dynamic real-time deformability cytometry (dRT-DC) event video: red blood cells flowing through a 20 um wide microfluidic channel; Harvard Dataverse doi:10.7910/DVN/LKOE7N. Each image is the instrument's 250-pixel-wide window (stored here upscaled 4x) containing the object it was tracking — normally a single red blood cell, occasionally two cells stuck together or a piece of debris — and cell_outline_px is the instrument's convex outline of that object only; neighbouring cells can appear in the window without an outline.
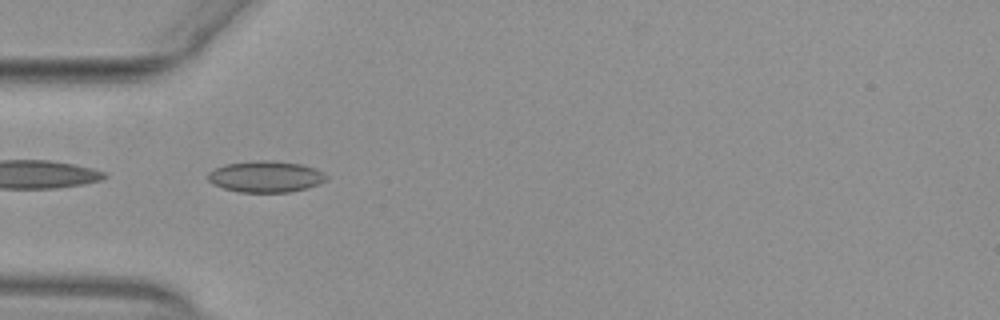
{"species": "common noctule bat (a hibernating species)", "species_latin": "Nyctalus noctula", "temperature_condition": "warm", "stored_images_in_passage": 52, "camera_frame_rate_fps": 3000, "um_per_image_px": 0.085, "animal": {"sex": "female", "body_mass_g": 29.2, "forearm_length_mm": 56.3}, "frame": {"image": 1, "passage_image": 16, "time_ms": 5.0, "image_size_px": [1000, 320], "cell_outline_px": [[328, 180], [320, 184], [308, 188], [288, 192], [240, 192], [224, 188], [212, 184], [208, 180], [208, 172], [224, 164], [252, 160], [272, 160], [300, 164], [316, 168], [324, 172], [328, 176]], "centroid_in_image_um": [22.62, 15.0], "position_along_channel_um": 62.4, "area_um2": 21.91}}
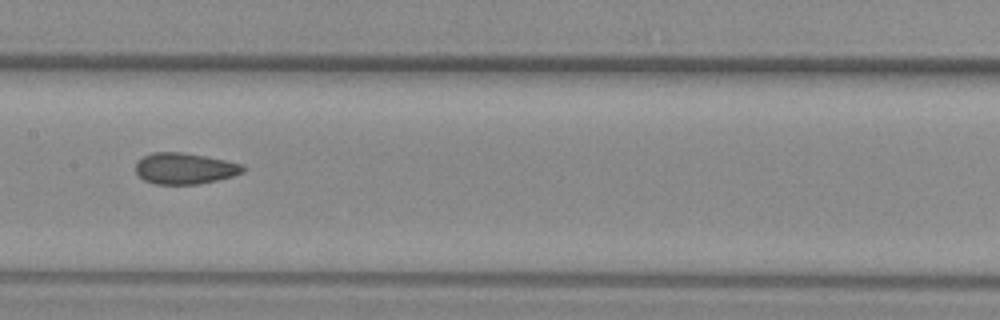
{"frame": {"image": 2, "passage_image": 26, "time_ms": 8.333, "image_size_px": [1000, 320], "cell_outline_px": [[248, 168], [244, 172], [232, 176], [216, 180], [196, 184], [152, 184], [144, 180], [136, 172], [136, 164], [144, 156], [152, 152], [180, 152], [204, 156], [224, 160], [240, 164]], "centroid_in_image_um": [15.7, 14.32], "position_along_channel_um": 191.7, "area_um2": 19.31}}
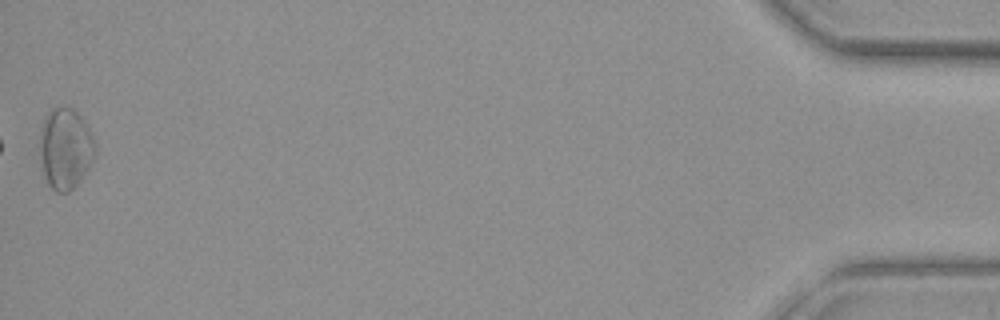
{"frame": {"image": 3, "passage_image": 52, "time_ms": 17.0, "image_size_px": [1000, 320], "cell_outline_px": [[96, 152], [88, 168], [80, 180], [68, 192], [56, 192], [48, 184], [44, 176], [40, 148], [40, 136], [44, 116], [52, 108], [72, 108], [84, 120], [96, 144]], "centroid_in_image_um": [5.56, 12.62], "position_along_channel_um": 429.6, "area_um2": 25.78}, "authors_computed_cell_mechanics": {"area_um2": 20.8947, "velocity_mm_per_s": 3.9114, "shape_relaxation_time_tau1_ms": null, "shape_relaxation_time_tau2_ms": 1.7009, "deformation_change_tau1": null, "deformation_change_tau2": 0.083}}